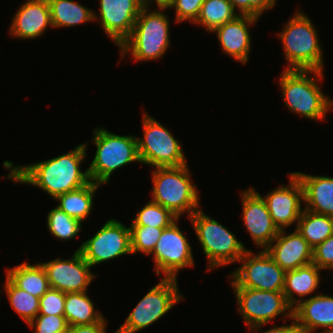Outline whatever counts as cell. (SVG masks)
I'll return each mask as SVG.
<instances>
[{
	"label": "cell",
	"instance_id": "obj_1",
	"mask_svg": "<svg viewBox=\"0 0 333 333\" xmlns=\"http://www.w3.org/2000/svg\"><path fill=\"white\" fill-rule=\"evenodd\" d=\"M89 142L79 144L70 152L58 157L27 165H15L5 160L3 166L9 169L7 178L20 184L39 187L52 198L87 185L91 180L88 169L82 171Z\"/></svg>",
	"mask_w": 333,
	"mask_h": 333
},
{
	"label": "cell",
	"instance_id": "obj_2",
	"mask_svg": "<svg viewBox=\"0 0 333 333\" xmlns=\"http://www.w3.org/2000/svg\"><path fill=\"white\" fill-rule=\"evenodd\" d=\"M323 75V71L319 70L283 69L279 85L289 111L310 120H325L327 111L333 107V101L322 92L318 84Z\"/></svg>",
	"mask_w": 333,
	"mask_h": 333
},
{
	"label": "cell",
	"instance_id": "obj_3",
	"mask_svg": "<svg viewBox=\"0 0 333 333\" xmlns=\"http://www.w3.org/2000/svg\"><path fill=\"white\" fill-rule=\"evenodd\" d=\"M149 8H141L131 34L118 48L121 58L130 52L129 56L134 61H152L160 59L167 52L171 43L170 20L163 12L168 7H156L157 11H150Z\"/></svg>",
	"mask_w": 333,
	"mask_h": 333
},
{
	"label": "cell",
	"instance_id": "obj_4",
	"mask_svg": "<svg viewBox=\"0 0 333 333\" xmlns=\"http://www.w3.org/2000/svg\"><path fill=\"white\" fill-rule=\"evenodd\" d=\"M297 10L277 35L288 61L283 69L323 71V49L318 32L307 15Z\"/></svg>",
	"mask_w": 333,
	"mask_h": 333
},
{
	"label": "cell",
	"instance_id": "obj_5",
	"mask_svg": "<svg viewBox=\"0 0 333 333\" xmlns=\"http://www.w3.org/2000/svg\"><path fill=\"white\" fill-rule=\"evenodd\" d=\"M187 164L179 167L153 168L152 201L170 210L179 219L188 218L200 208L196 184L192 183ZM187 211V212H186Z\"/></svg>",
	"mask_w": 333,
	"mask_h": 333
},
{
	"label": "cell",
	"instance_id": "obj_6",
	"mask_svg": "<svg viewBox=\"0 0 333 333\" xmlns=\"http://www.w3.org/2000/svg\"><path fill=\"white\" fill-rule=\"evenodd\" d=\"M92 139L96 152L87 169L90 180L94 183L108 184L114 171L129 163H140L136 136L116 135L104 127H98L95 128Z\"/></svg>",
	"mask_w": 333,
	"mask_h": 333
},
{
	"label": "cell",
	"instance_id": "obj_7",
	"mask_svg": "<svg viewBox=\"0 0 333 333\" xmlns=\"http://www.w3.org/2000/svg\"><path fill=\"white\" fill-rule=\"evenodd\" d=\"M198 241L208 260L206 270L238 262L248 250L236 235L200 208L189 217Z\"/></svg>",
	"mask_w": 333,
	"mask_h": 333
},
{
	"label": "cell",
	"instance_id": "obj_8",
	"mask_svg": "<svg viewBox=\"0 0 333 333\" xmlns=\"http://www.w3.org/2000/svg\"><path fill=\"white\" fill-rule=\"evenodd\" d=\"M144 134L137 137L138 155L141 164L154 168L179 167L187 164L179 139L154 117L143 112Z\"/></svg>",
	"mask_w": 333,
	"mask_h": 333
},
{
	"label": "cell",
	"instance_id": "obj_9",
	"mask_svg": "<svg viewBox=\"0 0 333 333\" xmlns=\"http://www.w3.org/2000/svg\"><path fill=\"white\" fill-rule=\"evenodd\" d=\"M176 278H165L142 297L133 311L114 333H136L165 316L184 299Z\"/></svg>",
	"mask_w": 333,
	"mask_h": 333
},
{
	"label": "cell",
	"instance_id": "obj_10",
	"mask_svg": "<svg viewBox=\"0 0 333 333\" xmlns=\"http://www.w3.org/2000/svg\"><path fill=\"white\" fill-rule=\"evenodd\" d=\"M230 284L236 296L238 312L248 327L266 325L283 313L284 321L293 318V308L287 303L283 291L240 287L232 278Z\"/></svg>",
	"mask_w": 333,
	"mask_h": 333
},
{
	"label": "cell",
	"instance_id": "obj_11",
	"mask_svg": "<svg viewBox=\"0 0 333 333\" xmlns=\"http://www.w3.org/2000/svg\"><path fill=\"white\" fill-rule=\"evenodd\" d=\"M242 265L230 277L240 286L263 291H283L286 271L266 252L247 250L238 261Z\"/></svg>",
	"mask_w": 333,
	"mask_h": 333
},
{
	"label": "cell",
	"instance_id": "obj_12",
	"mask_svg": "<svg viewBox=\"0 0 333 333\" xmlns=\"http://www.w3.org/2000/svg\"><path fill=\"white\" fill-rule=\"evenodd\" d=\"M77 251L94 267L123 255H132L130 228L117 219H109L89 240L83 242Z\"/></svg>",
	"mask_w": 333,
	"mask_h": 333
},
{
	"label": "cell",
	"instance_id": "obj_13",
	"mask_svg": "<svg viewBox=\"0 0 333 333\" xmlns=\"http://www.w3.org/2000/svg\"><path fill=\"white\" fill-rule=\"evenodd\" d=\"M177 222L179 218L163 230L151 253L158 277L163 273L165 278L177 279L180 270L195 264L191 244Z\"/></svg>",
	"mask_w": 333,
	"mask_h": 333
},
{
	"label": "cell",
	"instance_id": "obj_14",
	"mask_svg": "<svg viewBox=\"0 0 333 333\" xmlns=\"http://www.w3.org/2000/svg\"><path fill=\"white\" fill-rule=\"evenodd\" d=\"M71 259L59 257L43 262L50 288L63 293L86 292L97 276L91 271V265L83 258L80 251H75Z\"/></svg>",
	"mask_w": 333,
	"mask_h": 333
},
{
	"label": "cell",
	"instance_id": "obj_15",
	"mask_svg": "<svg viewBox=\"0 0 333 333\" xmlns=\"http://www.w3.org/2000/svg\"><path fill=\"white\" fill-rule=\"evenodd\" d=\"M99 14L94 11V22L99 20L106 35L120 47L129 37L144 6L142 0H100Z\"/></svg>",
	"mask_w": 333,
	"mask_h": 333
},
{
	"label": "cell",
	"instance_id": "obj_16",
	"mask_svg": "<svg viewBox=\"0 0 333 333\" xmlns=\"http://www.w3.org/2000/svg\"><path fill=\"white\" fill-rule=\"evenodd\" d=\"M288 185H279L262 198L265 200L273 223L279 230L297 224L303 212L304 191L301 181L292 172Z\"/></svg>",
	"mask_w": 333,
	"mask_h": 333
},
{
	"label": "cell",
	"instance_id": "obj_17",
	"mask_svg": "<svg viewBox=\"0 0 333 333\" xmlns=\"http://www.w3.org/2000/svg\"><path fill=\"white\" fill-rule=\"evenodd\" d=\"M242 220L255 245L265 250L278 235L262 195L254 188L241 191Z\"/></svg>",
	"mask_w": 333,
	"mask_h": 333
},
{
	"label": "cell",
	"instance_id": "obj_18",
	"mask_svg": "<svg viewBox=\"0 0 333 333\" xmlns=\"http://www.w3.org/2000/svg\"><path fill=\"white\" fill-rule=\"evenodd\" d=\"M285 232L279 230L276 238L265 249L272 259L285 271L312 263L313 248L303 236L296 229L288 235Z\"/></svg>",
	"mask_w": 333,
	"mask_h": 333
},
{
	"label": "cell",
	"instance_id": "obj_19",
	"mask_svg": "<svg viewBox=\"0 0 333 333\" xmlns=\"http://www.w3.org/2000/svg\"><path fill=\"white\" fill-rule=\"evenodd\" d=\"M52 27L48 0H27L13 15L9 28L11 37L36 39Z\"/></svg>",
	"mask_w": 333,
	"mask_h": 333
},
{
	"label": "cell",
	"instance_id": "obj_20",
	"mask_svg": "<svg viewBox=\"0 0 333 333\" xmlns=\"http://www.w3.org/2000/svg\"><path fill=\"white\" fill-rule=\"evenodd\" d=\"M259 19L249 15H238L234 20L216 28L222 52L243 64L249 61L251 52V35L249 27L255 25Z\"/></svg>",
	"mask_w": 333,
	"mask_h": 333
},
{
	"label": "cell",
	"instance_id": "obj_21",
	"mask_svg": "<svg viewBox=\"0 0 333 333\" xmlns=\"http://www.w3.org/2000/svg\"><path fill=\"white\" fill-rule=\"evenodd\" d=\"M293 318L302 333H333V297L317 294L299 302L293 308Z\"/></svg>",
	"mask_w": 333,
	"mask_h": 333
},
{
	"label": "cell",
	"instance_id": "obj_22",
	"mask_svg": "<svg viewBox=\"0 0 333 333\" xmlns=\"http://www.w3.org/2000/svg\"><path fill=\"white\" fill-rule=\"evenodd\" d=\"M304 191V209L333 217V177L293 172Z\"/></svg>",
	"mask_w": 333,
	"mask_h": 333
},
{
	"label": "cell",
	"instance_id": "obj_23",
	"mask_svg": "<svg viewBox=\"0 0 333 333\" xmlns=\"http://www.w3.org/2000/svg\"><path fill=\"white\" fill-rule=\"evenodd\" d=\"M320 273L321 269L314 263L286 271L283 293L292 308L316 291L320 284ZM295 295L300 298L295 299Z\"/></svg>",
	"mask_w": 333,
	"mask_h": 333
},
{
	"label": "cell",
	"instance_id": "obj_24",
	"mask_svg": "<svg viewBox=\"0 0 333 333\" xmlns=\"http://www.w3.org/2000/svg\"><path fill=\"white\" fill-rule=\"evenodd\" d=\"M6 277L19 289L41 298L50 288L46 270L42 263L27 261L6 269Z\"/></svg>",
	"mask_w": 333,
	"mask_h": 333
},
{
	"label": "cell",
	"instance_id": "obj_25",
	"mask_svg": "<svg viewBox=\"0 0 333 333\" xmlns=\"http://www.w3.org/2000/svg\"><path fill=\"white\" fill-rule=\"evenodd\" d=\"M101 184L90 181L81 188L69 191L57 196L54 200L58 201L57 207L67 215L83 221L93 210L94 195Z\"/></svg>",
	"mask_w": 333,
	"mask_h": 333
},
{
	"label": "cell",
	"instance_id": "obj_26",
	"mask_svg": "<svg viewBox=\"0 0 333 333\" xmlns=\"http://www.w3.org/2000/svg\"><path fill=\"white\" fill-rule=\"evenodd\" d=\"M89 297L87 291L65 293L64 317L68 326L95 324L104 318Z\"/></svg>",
	"mask_w": 333,
	"mask_h": 333
},
{
	"label": "cell",
	"instance_id": "obj_27",
	"mask_svg": "<svg viewBox=\"0 0 333 333\" xmlns=\"http://www.w3.org/2000/svg\"><path fill=\"white\" fill-rule=\"evenodd\" d=\"M48 3L53 29L94 21V11L73 0H48Z\"/></svg>",
	"mask_w": 333,
	"mask_h": 333
},
{
	"label": "cell",
	"instance_id": "obj_28",
	"mask_svg": "<svg viewBox=\"0 0 333 333\" xmlns=\"http://www.w3.org/2000/svg\"><path fill=\"white\" fill-rule=\"evenodd\" d=\"M295 229L315 248L333 234V217L303 208Z\"/></svg>",
	"mask_w": 333,
	"mask_h": 333
},
{
	"label": "cell",
	"instance_id": "obj_29",
	"mask_svg": "<svg viewBox=\"0 0 333 333\" xmlns=\"http://www.w3.org/2000/svg\"><path fill=\"white\" fill-rule=\"evenodd\" d=\"M238 13L229 0H205L197 20L193 23L205 27L208 32L234 20Z\"/></svg>",
	"mask_w": 333,
	"mask_h": 333
},
{
	"label": "cell",
	"instance_id": "obj_30",
	"mask_svg": "<svg viewBox=\"0 0 333 333\" xmlns=\"http://www.w3.org/2000/svg\"><path fill=\"white\" fill-rule=\"evenodd\" d=\"M4 289L10 306L28 324L39 313V298L16 287L7 277Z\"/></svg>",
	"mask_w": 333,
	"mask_h": 333
},
{
	"label": "cell",
	"instance_id": "obj_31",
	"mask_svg": "<svg viewBox=\"0 0 333 333\" xmlns=\"http://www.w3.org/2000/svg\"><path fill=\"white\" fill-rule=\"evenodd\" d=\"M47 228L57 240L68 241L82 230V222L67 215L57 206L47 214Z\"/></svg>",
	"mask_w": 333,
	"mask_h": 333
},
{
	"label": "cell",
	"instance_id": "obj_32",
	"mask_svg": "<svg viewBox=\"0 0 333 333\" xmlns=\"http://www.w3.org/2000/svg\"><path fill=\"white\" fill-rule=\"evenodd\" d=\"M177 219L170 210L151 200L138 210L130 225L166 228Z\"/></svg>",
	"mask_w": 333,
	"mask_h": 333
},
{
	"label": "cell",
	"instance_id": "obj_33",
	"mask_svg": "<svg viewBox=\"0 0 333 333\" xmlns=\"http://www.w3.org/2000/svg\"><path fill=\"white\" fill-rule=\"evenodd\" d=\"M131 252L151 255L165 228L130 225Z\"/></svg>",
	"mask_w": 333,
	"mask_h": 333
},
{
	"label": "cell",
	"instance_id": "obj_34",
	"mask_svg": "<svg viewBox=\"0 0 333 333\" xmlns=\"http://www.w3.org/2000/svg\"><path fill=\"white\" fill-rule=\"evenodd\" d=\"M27 325L35 329L34 333H65L68 328L64 315L37 314Z\"/></svg>",
	"mask_w": 333,
	"mask_h": 333
},
{
	"label": "cell",
	"instance_id": "obj_35",
	"mask_svg": "<svg viewBox=\"0 0 333 333\" xmlns=\"http://www.w3.org/2000/svg\"><path fill=\"white\" fill-rule=\"evenodd\" d=\"M205 0H173L167 7L175 9V23L184 21L194 23L200 13L201 6Z\"/></svg>",
	"mask_w": 333,
	"mask_h": 333
},
{
	"label": "cell",
	"instance_id": "obj_36",
	"mask_svg": "<svg viewBox=\"0 0 333 333\" xmlns=\"http://www.w3.org/2000/svg\"><path fill=\"white\" fill-rule=\"evenodd\" d=\"M65 293L60 290L49 288L39 298V313L42 315H64Z\"/></svg>",
	"mask_w": 333,
	"mask_h": 333
},
{
	"label": "cell",
	"instance_id": "obj_37",
	"mask_svg": "<svg viewBox=\"0 0 333 333\" xmlns=\"http://www.w3.org/2000/svg\"><path fill=\"white\" fill-rule=\"evenodd\" d=\"M312 263L321 270H333V234L313 248Z\"/></svg>",
	"mask_w": 333,
	"mask_h": 333
},
{
	"label": "cell",
	"instance_id": "obj_38",
	"mask_svg": "<svg viewBox=\"0 0 333 333\" xmlns=\"http://www.w3.org/2000/svg\"><path fill=\"white\" fill-rule=\"evenodd\" d=\"M107 321L104 317L95 324L68 326L65 333H106Z\"/></svg>",
	"mask_w": 333,
	"mask_h": 333
},
{
	"label": "cell",
	"instance_id": "obj_39",
	"mask_svg": "<svg viewBox=\"0 0 333 333\" xmlns=\"http://www.w3.org/2000/svg\"><path fill=\"white\" fill-rule=\"evenodd\" d=\"M277 0H249V16L260 18V16L274 8Z\"/></svg>",
	"mask_w": 333,
	"mask_h": 333
},
{
	"label": "cell",
	"instance_id": "obj_40",
	"mask_svg": "<svg viewBox=\"0 0 333 333\" xmlns=\"http://www.w3.org/2000/svg\"><path fill=\"white\" fill-rule=\"evenodd\" d=\"M293 322L291 323V325H281V326H274L269 328L266 331H260L259 329L264 326V325H254V326H250V330H255L258 333H302L301 329L299 328V326L297 325L296 321L294 320V318L291 319Z\"/></svg>",
	"mask_w": 333,
	"mask_h": 333
},
{
	"label": "cell",
	"instance_id": "obj_41",
	"mask_svg": "<svg viewBox=\"0 0 333 333\" xmlns=\"http://www.w3.org/2000/svg\"><path fill=\"white\" fill-rule=\"evenodd\" d=\"M233 9H238V15H249V0H229Z\"/></svg>",
	"mask_w": 333,
	"mask_h": 333
},
{
	"label": "cell",
	"instance_id": "obj_42",
	"mask_svg": "<svg viewBox=\"0 0 333 333\" xmlns=\"http://www.w3.org/2000/svg\"><path fill=\"white\" fill-rule=\"evenodd\" d=\"M142 1L143 5L148 7L151 6L150 4H152V2H155V5L157 7H167L172 2V0H142Z\"/></svg>",
	"mask_w": 333,
	"mask_h": 333
}]
</instances>
